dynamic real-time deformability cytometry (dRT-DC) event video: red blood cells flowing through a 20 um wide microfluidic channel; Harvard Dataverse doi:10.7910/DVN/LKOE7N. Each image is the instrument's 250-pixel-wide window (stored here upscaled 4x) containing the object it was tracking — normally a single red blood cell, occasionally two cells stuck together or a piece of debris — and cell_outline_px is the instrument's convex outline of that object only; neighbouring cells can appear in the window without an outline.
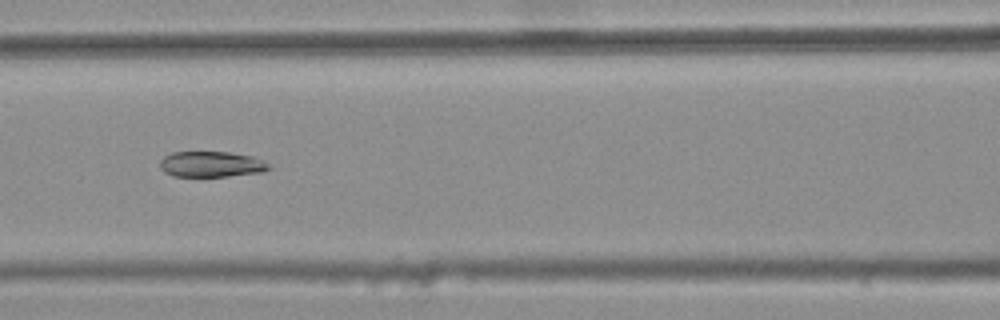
{"species": "common noctule bat (a hibernating species)", "species_latin": "Nyctalus noctula", "temperature_condition": "warm", "stored_images_in_passage": 48, "segment_of_instrument_passage": [2, 2], "camera_frame_rate_fps": 3000, "um_per_image_px": 0.085, "animal": {"sex": "female", "body_mass_g": 25.1}, "frame": {"image": 1, "passage_image": 24, "time_ms": 7.667, "image_size_px": [1000, 320], "cell_outline_px": [[272, 168], [260, 172], [228, 176], [172, 176], [164, 172], [160, 168], [160, 160], [164, 156], [172, 152], [228, 152], [252, 156], [264, 160]], "centroid_in_image_um": [17.94, 13.95], "position_along_channel_um": 148.7, "area_um2": 16.3}}
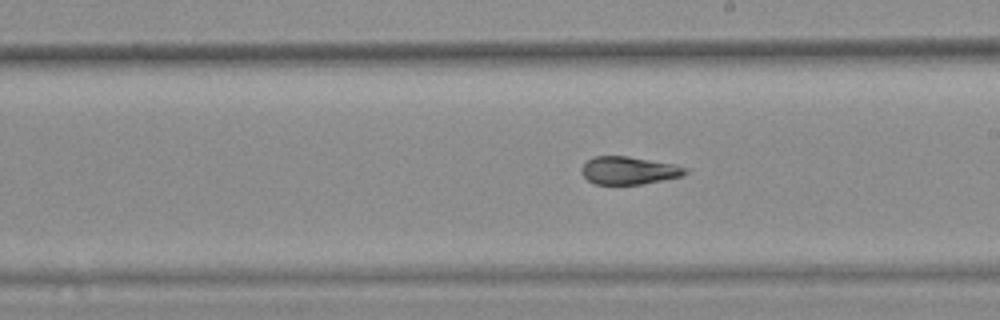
{"frame": {"image": 2, "passage_image": 31, "time_ms": 10.0, "image_size_px": [1000, 320], "cell_outline_px": [[688, 172], [684, 176], [640, 184], [596, 184], [588, 180], [580, 172], [580, 168], [592, 156], [628, 156], [676, 164], [688, 168]], "centroid_in_image_um": [53.47, 14.48], "position_along_channel_um": 235.5, "area_um2": 16.94}}
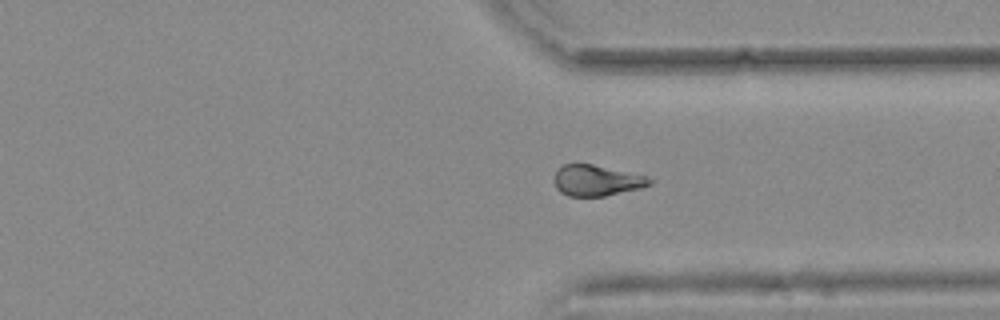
{"frame": {"image": 3, "passage_image": 41, "time_ms": 13.333, "image_size_px": [1000, 320], "cell_outline_px": [[656, 180], [652, 184], [640, 188], [604, 196], [568, 196], [560, 192], [556, 188], [552, 180], [556, 172], [564, 164], [592, 164], [648, 176]], "centroid_in_image_um": [50.73, 15.34], "position_along_channel_um": 360.7, "area_um2": 17.28}}